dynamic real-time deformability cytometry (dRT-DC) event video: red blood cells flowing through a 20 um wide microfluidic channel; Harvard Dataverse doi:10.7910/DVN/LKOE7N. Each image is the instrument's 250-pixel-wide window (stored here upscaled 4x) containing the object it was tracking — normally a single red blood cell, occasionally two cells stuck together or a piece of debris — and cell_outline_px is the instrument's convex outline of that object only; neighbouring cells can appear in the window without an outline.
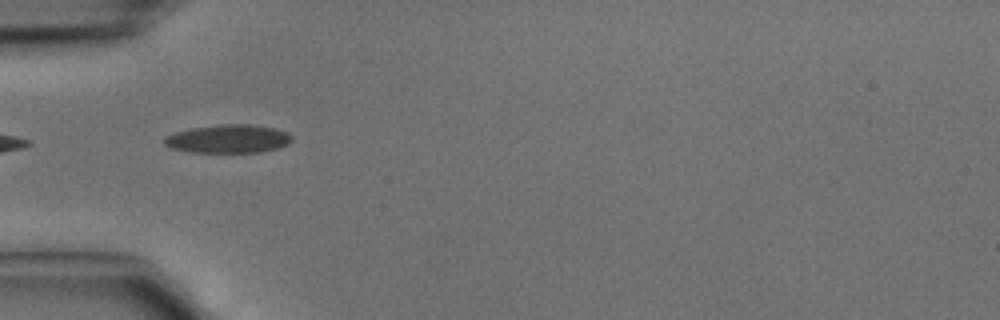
{"species": "common noctule bat (a hibernating species)", "species_latin": "Nyctalus noctula", "temperature_condition": "cold", "stored_images_in_passage": 6, "camera_frame_rate_fps": 3000, "um_per_image_px": 0.085, "animal": {"sex": "male", "body_mass_g": 15.6}, "frame": {"image": 1, "passage_image": 4, "time_ms": 1.0, "image_size_px": [1000, 320], "cell_outline_px": [[292, 140], [288, 144], [276, 148], [260, 152], [192, 152], [172, 148], [164, 144], [164, 136], [176, 132], [192, 128], [220, 124], [248, 124], [272, 128], [288, 132], [292, 136]], "centroid_in_image_um": [19.4, 11.8], "position_along_channel_um": 65.6, "area_um2": 20.92}}
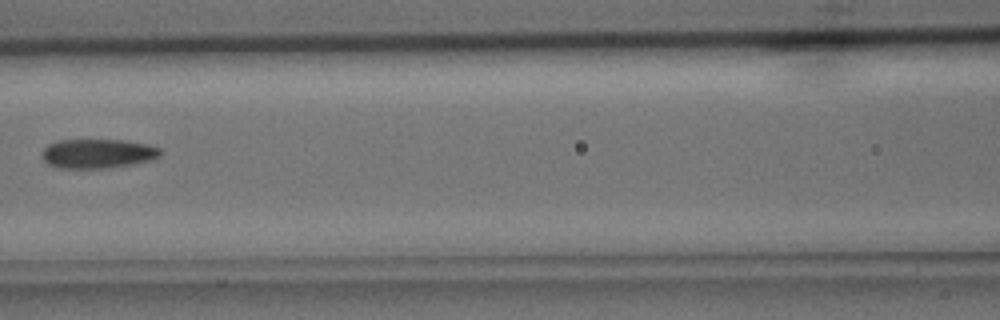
{"frame": {"image": 2, "passage_image": 6, "time_ms": 1.667, "image_size_px": [1000, 320], "cell_outline_px": [[160, 156], [148, 160], [132, 164], [108, 168], [60, 168], [48, 164], [40, 156], [44, 148], [48, 144], [60, 140], [124, 140], [148, 144], [160, 148]], "centroid_in_image_um": [8.27, 13.05], "position_along_channel_um": 158.3, "area_um2": 20.17}}